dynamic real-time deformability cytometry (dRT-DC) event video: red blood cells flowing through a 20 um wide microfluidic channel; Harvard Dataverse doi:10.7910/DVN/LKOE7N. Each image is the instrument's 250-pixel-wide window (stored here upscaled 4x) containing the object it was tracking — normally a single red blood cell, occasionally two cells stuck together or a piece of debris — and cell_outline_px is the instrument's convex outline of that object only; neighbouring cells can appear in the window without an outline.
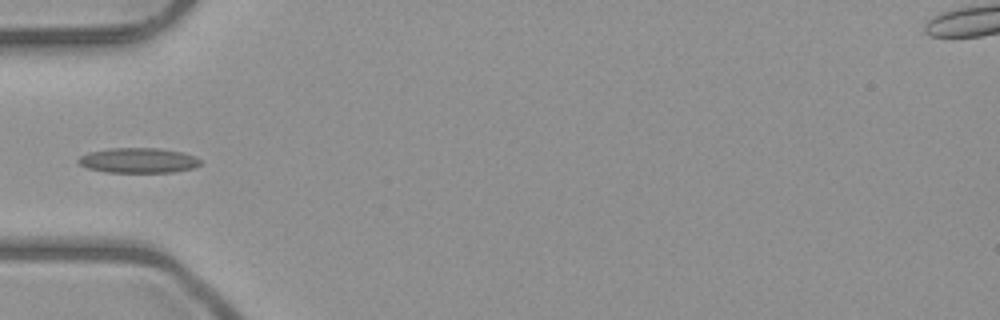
{"species": "common noctule bat (a hibernating species)", "species_latin": "Nyctalus noctula", "temperature_condition": "room temperature", "stored_images_in_passage": 5, "camera_frame_rate_fps": 3000, "um_per_image_px": 0.085, "animal": {"sex": "male", "body_mass_g": 23.1, "forearm_length_mm": 52.7}, "frame": {"image": 1, "passage_image": 4, "time_ms": 4.333, "image_size_px": [1000, 320], "cell_outline_px": [[200, 164], [196, 168], [172, 172], [104, 172], [88, 168], [80, 164], [76, 160], [80, 156], [88, 152], [112, 148], [160, 148], [184, 152], [196, 156], [200, 160]], "centroid_in_image_um": [11.79, 13.63], "position_along_channel_um": 73.2, "area_um2": 17.98}}
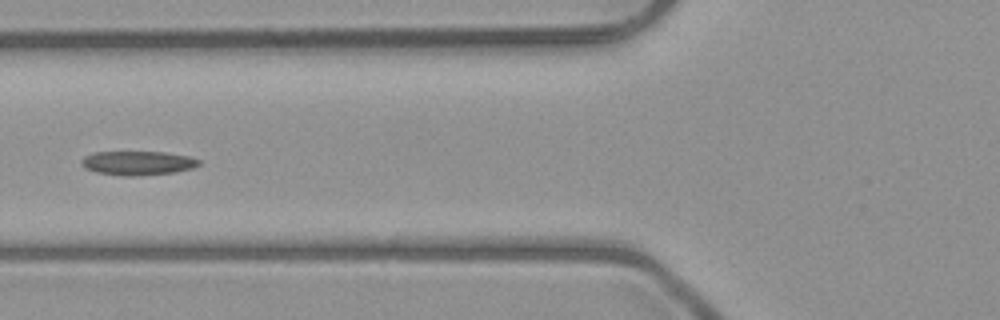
{"frame": {"image": 2, "passage_image": 5, "time_ms": 5.333, "image_size_px": [1000, 320], "cell_outline_px": [[200, 164], [192, 168], [176, 172], [136, 176], [120, 176], [96, 172], [84, 168], [80, 164], [80, 160], [84, 156], [92, 152], [164, 152], [188, 156], [200, 160]], "centroid_in_image_um": [11.66, 13.86], "position_along_channel_um": 114.1, "area_um2": 16.65}}